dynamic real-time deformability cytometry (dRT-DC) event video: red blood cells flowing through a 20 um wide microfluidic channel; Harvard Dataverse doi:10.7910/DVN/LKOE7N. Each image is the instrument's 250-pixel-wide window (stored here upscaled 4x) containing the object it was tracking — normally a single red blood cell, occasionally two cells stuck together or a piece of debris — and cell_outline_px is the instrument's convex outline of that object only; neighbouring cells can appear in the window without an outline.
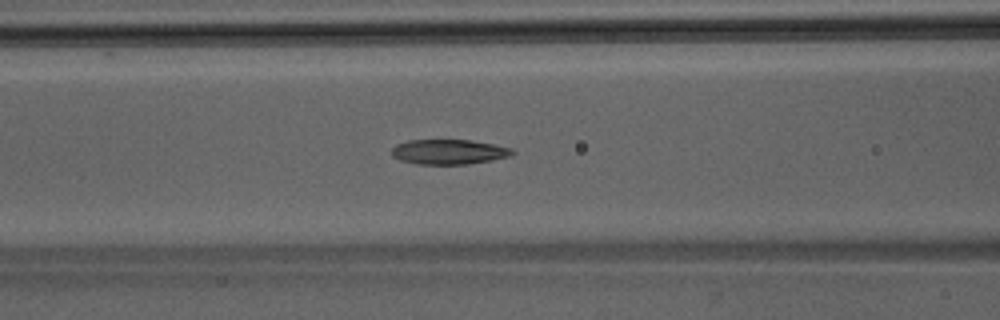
{"species": "Egyptian fruit bat (a non-hibernating species)", "species_latin": "Rousettus aegyptiacus", "temperature_condition": "room temperature", "stored_images_in_passage": 47, "camera_frame_rate_fps": 3000, "um_per_image_px": 0.085, "animal": {"sex": "male"}, "frame": {"image": 1, "passage_image": 20, "time_ms": 6.333, "image_size_px": [1000, 320], "cell_outline_px": [[516, 152], [512, 156], [492, 160], [468, 164], [416, 164], [400, 160], [392, 156], [392, 148], [396, 144], [408, 140], [472, 140], [512, 148]], "centroid_in_image_um": [38.17, 12.91], "position_along_channel_um": 128.4, "area_um2": 17.63}}
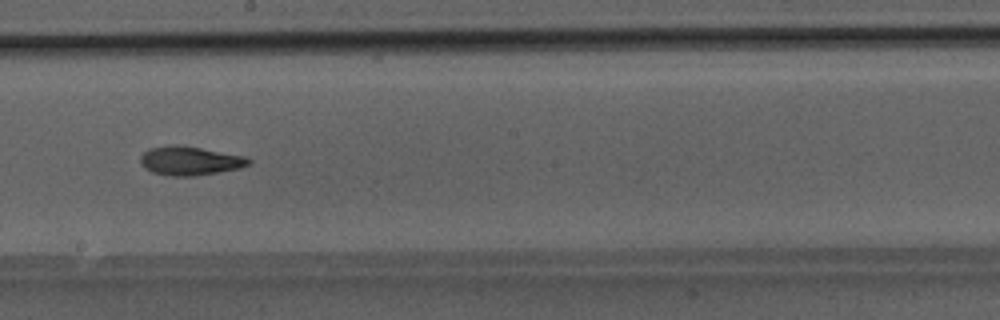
{"frame": {"image": 2, "passage_image": 27, "time_ms": 8.667, "image_size_px": [1000, 320], "cell_outline_px": [[252, 160], [248, 164], [240, 168], [192, 176], [172, 176], [152, 172], [144, 168], [140, 164], [140, 156], [148, 148], [172, 144], [180, 144], [244, 156]], "centroid_in_image_um": [16.08, 13.65], "position_along_channel_um": 232.1, "area_um2": 18.21}}
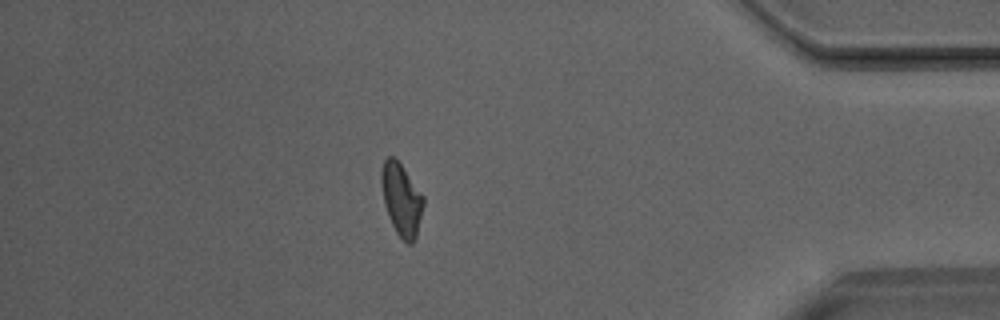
{"frame": {"image": 3, "passage_image": 41, "time_ms": 13.333, "image_size_px": [1000, 320], "cell_outline_px": [[424, 204], [416, 236], [412, 244], [408, 244], [396, 232], [388, 216], [384, 204], [380, 180], [380, 176], [384, 160], [388, 156], [392, 156], [400, 164], [424, 196]], "centroid_in_image_um": [34.11, 16.96], "position_along_channel_um": 401.1, "area_um2": 17.51}}